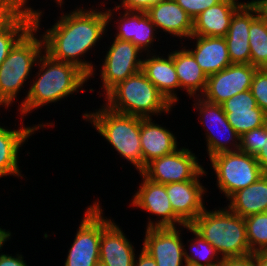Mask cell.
I'll return each mask as SVG.
<instances>
[{
  "label": "cell",
  "instance_id": "cell-1",
  "mask_svg": "<svg viewBox=\"0 0 267 266\" xmlns=\"http://www.w3.org/2000/svg\"><path fill=\"white\" fill-rule=\"evenodd\" d=\"M105 3L108 2L102 1L98 4L100 9L98 5L83 8L80 4V7L76 6L69 12H63L64 6H55L60 7L62 12L58 20L56 19V22L44 32L40 28L44 10L37 9L33 15L34 27L43 33L41 36L44 52L55 60L75 65L89 77L90 81L99 68L94 62L87 61L86 57H89L87 55L92 53L102 39L104 40V35L109 36Z\"/></svg>",
  "mask_w": 267,
  "mask_h": 266
},
{
  "label": "cell",
  "instance_id": "cell-2",
  "mask_svg": "<svg viewBox=\"0 0 267 266\" xmlns=\"http://www.w3.org/2000/svg\"><path fill=\"white\" fill-rule=\"evenodd\" d=\"M39 66V67H38ZM34 71L33 78L30 80L29 88L25 97L18 103V113L25 119L27 115L32 114L36 109H42L48 104L61 103V101L71 95L85 92L89 77L73 64L58 61L51 58L44 51L40 55ZM84 87V88H83Z\"/></svg>",
  "mask_w": 267,
  "mask_h": 266
},
{
  "label": "cell",
  "instance_id": "cell-3",
  "mask_svg": "<svg viewBox=\"0 0 267 266\" xmlns=\"http://www.w3.org/2000/svg\"><path fill=\"white\" fill-rule=\"evenodd\" d=\"M84 121L90 123L103 139L112 146L124 161L132 164L138 173L143 171V154L140 143V116L121 114L103 103L100 108L85 111Z\"/></svg>",
  "mask_w": 267,
  "mask_h": 266
},
{
  "label": "cell",
  "instance_id": "cell-4",
  "mask_svg": "<svg viewBox=\"0 0 267 266\" xmlns=\"http://www.w3.org/2000/svg\"><path fill=\"white\" fill-rule=\"evenodd\" d=\"M103 102L112 111L143 118L169 115L175 108L142 71L119 82Z\"/></svg>",
  "mask_w": 267,
  "mask_h": 266
},
{
  "label": "cell",
  "instance_id": "cell-5",
  "mask_svg": "<svg viewBox=\"0 0 267 266\" xmlns=\"http://www.w3.org/2000/svg\"><path fill=\"white\" fill-rule=\"evenodd\" d=\"M217 208L208 210L206 207L190 226L218 251L222 259L250 254L244 218L227 206Z\"/></svg>",
  "mask_w": 267,
  "mask_h": 266
},
{
  "label": "cell",
  "instance_id": "cell-6",
  "mask_svg": "<svg viewBox=\"0 0 267 266\" xmlns=\"http://www.w3.org/2000/svg\"><path fill=\"white\" fill-rule=\"evenodd\" d=\"M38 33L33 26L0 65V107L9 109L12 104L20 102L19 93L30 83L28 79L32 78L36 63L44 51L43 39Z\"/></svg>",
  "mask_w": 267,
  "mask_h": 266
},
{
  "label": "cell",
  "instance_id": "cell-7",
  "mask_svg": "<svg viewBox=\"0 0 267 266\" xmlns=\"http://www.w3.org/2000/svg\"><path fill=\"white\" fill-rule=\"evenodd\" d=\"M219 193L228 200L234 193L256 182L264 173L255 156L240 150L222 152L209 158Z\"/></svg>",
  "mask_w": 267,
  "mask_h": 266
},
{
  "label": "cell",
  "instance_id": "cell-8",
  "mask_svg": "<svg viewBox=\"0 0 267 266\" xmlns=\"http://www.w3.org/2000/svg\"><path fill=\"white\" fill-rule=\"evenodd\" d=\"M100 200H94L87 206L75 238L68 249L64 266H97L99 264V247L103 232V213Z\"/></svg>",
  "mask_w": 267,
  "mask_h": 266
},
{
  "label": "cell",
  "instance_id": "cell-9",
  "mask_svg": "<svg viewBox=\"0 0 267 266\" xmlns=\"http://www.w3.org/2000/svg\"><path fill=\"white\" fill-rule=\"evenodd\" d=\"M192 99L194 103L191 106L196 110L198 122L205 129L203 135L208 158L222 152L238 151L240 135L229 124L221 104L210 103L201 97Z\"/></svg>",
  "mask_w": 267,
  "mask_h": 266
},
{
  "label": "cell",
  "instance_id": "cell-10",
  "mask_svg": "<svg viewBox=\"0 0 267 266\" xmlns=\"http://www.w3.org/2000/svg\"><path fill=\"white\" fill-rule=\"evenodd\" d=\"M110 45L105 47V57L101 58L99 71L100 83H102L99 97L105 96L119 82L124 81L129 76L141 71L143 56L141 51L130 41L112 38ZM104 60V61H103ZM101 93V94H100Z\"/></svg>",
  "mask_w": 267,
  "mask_h": 266
},
{
  "label": "cell",
  "instance_id": "cell-11",
  "mask_svg": "<svg viewBox=\"0 0 267 266\" xmlns=\"http://www.w3.org/2000/svg\"><path fill=\"white\" fill-rule=\"evenodd\" d=\"M141 183L138 190L134 191L129 206L140 208L155 219L147 218V228L180 227L186 225L173 211L166 191V185L150 181L142 173H139ZM151 218V219H150Z\"/></svg>",
  "mask_w": 267,
  "mask_h": 266
},
{
  "label": "cell",
  "instance_id": "cell-12",
  "mask_svg": "<svg viewBox=\"0 0 267 266\" xmlns=\"http://www.w3.org/2000/svg\"><path fill=\"white\" fill-rule=\"evenodd\" d=\"M105 11L108 24H110L111 27L114 25L113 29H117L114 38L130 41L144 53L157 52L156 49L154 50L153 48L155 45L154 42L161 40H159L160 37L155 24L150 20L146 11H128L117 8L115 5L112 9L111 7H105ZM115 13L118 14V16ZM112 22L114 24L111 25Z\"/></svg>",
  "mask_w": 267,
  "mask_h": 266
},
{
  "label": "cell",
  "instance_id": "cell-13",
  "mask_svg": "<svg viewBox=\"0 0 267 266\" xmlns=\"http://www.w3.org/2000/svg\"><path fill=\"white\" fill-rule=\"evenodd\" d=\"M191 150L180 146L171 154L153 159L141 173L150 181L164 185L193 180L204 166Z\"/></svg>",
  "mask_w": 267,
  "mask_h": 266
},
{
  "label": "cell",
  "instance_id": "cell-14",
  "mask_svg": "<svg viewBox=\"0 0 267 266\" xmlns=\"http://www.w3.org/2000/svg\"><path fill=\"white\" fill-rule=\"evenodd\" d=\"M257 69L251 64H231L208 76L205 90L200 97L210 103L222 104L234 95L250 90Z\"/></svg>",
  "mask_w": 267,
  "mask_h": 266
},
{
  "label": "cell",
  "instance_id": "cell-15",
  "mask_svg": "<svg viewBox=\"0 0 267 266\" xmlns=\"http://www.w3.org/2000/svg\"><path fill=\"white\" fill-rule=\"evenodd\" d=\"M181 227L147 228L142 249L156 262L157 266H187Z\"/></svg>",
  "mask_w": 267,
  "mask_h": 266
},
{
  "label": "cell",
  "instance_id": "cell-16",
  "mask_svg": "<svg viewBox=\"0 0 267 266\" xmlns=\"http://www.w3.org/2000/svg\"><path fill=\"white\" fill-rule=\"evenodd\" d=\"M23 118H20V124L17 129L12 127L1 126L0 122V178L7 176H14L19 179H23L25 174H22L21 167H19V152L23 149L22 146L28 142V139L32 137L40 129H49L55 125L51 122H40L37 125L25 126ZM31 136V137H30Z\"/></svg>",
  "mask_w": 267,
  "mask_h": 266
},
{
  "label": "cell",
  "instance_id": "cell-17",
  "mask_svg": "<svg viewBox=\"0 0 267 266\" xmlns=\"http://www.w3.org/2000/svg\"><path fill=\"white\" fill-rule=\"evenodd\" d=\"M208 171L203 169L193 180L166 184V191L174 213L190 225L206 208L204 198L208 188L200 181Z\"/></svg>",
  "mask_w": 267,
  "mask_h": 266
},
{
  "label": "cell",
  "instance_id": "cell-18",
  "mask_svg": "<svg viewBox=\"0 0 267 266\" xmlns=\"http://www.w3.org/2000/svg\"><path fill=\"white\" fill-rule=\"evenodd\" d=\"M114 218L103 215V232L99 247V263L104 266H134L136 247Z\"/></svg>",
  "mask_w": 267,
  "mask_h": 266
},
{
  "label": "cell",
  "instance_id": "cell-19",
  "mask_svg": "<svg viewBox=\"0 0 267 266\" xmlns=\"http://www.w3.org/2000/svg\"><path fill=\"white\" fill-rule=\"evenodd\" d=\"M259 15L257 7L249 0L234 13L229 30L224 37L232 64H250L249 30Z\"/></svg>",
  "mask_w": 267,
  "mask_h": 266
},
{
  "label": "cell",
  "instance_id": "cell-20",
  "mask_svg": "<svg viewBox=\"0 0 267 266\" xmlns=\"http://www.w3.org/2000/svg\"><path fill=\"white\" fill-rule=\"evenodd\" d=\"M163 55L166 54H162L160 51L159 54H144L141 71L166 97V99L173 106H176L175 104H177L180 100L177 91H181L180 83L174 67L173 51L170 49L166 56Z\"/></svg>",
  "mask_w": 267,
  "mask_h": 266
},
{
  "label": "cell",
  "instance_id": "cell-21",
  "mask_svg": "<svg viewBox=\"0 0 267 266\" xmlns=\"http://www.w3.org/2000/svg\"><path fill=\"white\" fill-rule=\"evenodd\" d=\"M146 14L155 24L158 33H161L160 36L164 32L165 35L180 39L181 44L192 35L193 20L175 0L159 1Z\"/></svg>",
  "mask_w": 267,
  "mask_h": 266
},
{
  "label": "cell",
  "instance_id": "cell-22",
  "mask_svg": "<svg viewBox=\"0 0 267 266\" xmlns=\"http://www.w3.org/2000/svg\"><path fill=\"white\" fill-rule=\"evenodd\" d=\"M221 106L229 124L240 136L266 124L267 114L257 106L251 90L234 95Z\"/></svg>",
  "mask_w": 267,
  "mask_h": 266
},
{
  "label": "cell",
  "instance_id": "cell-23",
  "mask_svg": "<svg viewBox=\"0 0 267 266\" xmlns=\"http://www.w3.org/2000/svg\"><path fill=\"white\" fill-rule=\"evenodd\" d=\"M189 40L191 41L188 46L186 41ZM183 42V45L187 44L185 47L191 52L196 62L207 77L220 72L232 64L224 37L191 35Z\"/></svg>",
  "mask_w": 267,
  "mask_h": 266
},
{
  "label": "cell",
  "instance_id": "cell-24",
  "mask_svg": "<svg viewBox=\"0 0 267 266\" xmlns=\"http://www.w3.org/2000/svg\"><path fill=\"white\" fill-rule=\"evenodd\" d=\"M153 117H140V143L143 154V170L153 159L173 153L180 146L178 136Z\"/></svg>",
  "mask_w": 267,
  "mask_h": 266
},
{
  "label": "cell",
  "instance_id": "cell-25",
  "mask_svg": "<svg viewBox=\"0 0 267 266\" xmlns=\"http://www.w3.org/2000/svg\"><path fill=\"white\" fill-rule=\"evenodd\" d=\"M241 0H222L193 20L194 36L225 37L234 13L244 4Z\"/></svg>",
  "mask_w": 267,
  "mask_h": 266
},
{
  "label": "cell",
  "instance_id": "cell-26",
  "mask_svg": "<svg viewBox=\"0 0 267 266\" xmlns=\"http://www.w3.org/2000/svg\"><path fill=\"white\" fill-rule=\"evenodd\" d=\"M179 48L173 50V61L180 90L186 92L187 97H200L205 90L208 77L182 43H179Z\"/></svg>",
  "mask_w": 267,
  "mask_h": 266
},
{
  "label": "cell",
  "instance_id": "cell-27",
  "mask_svg": "<svg viewBox=\"0 0 267 266\" xmlns=\"http://www.w3.org/2000/svg\"><path fill=\"white\" fill-rule=\"evenodd\" d=\"M227 201V207L243 218L252 214L266 212L267 173H264L248 187L234 193Z\"/></svg>",
  "mask_w": 267,
  "mask_h": 266
},
{
  "label": "cell",
  "instance_id": "cell-28",
  "mask_svg": "<svg viewBox=\"0 0 267 266\" xmlns=\"http://www.w3.org/2000/svg\"><path fill=\"white\" fill-rule=\"evenodd\" d=\"M185 230L188 233L191 232L192 236L194 235L189 240L187 239L184 245V258L187 266H215L222 263V257L208 241L190 225H186Z\"/></svg>",
  "mask_w": 267,
  "mask_h": 266
},
{
  "label": "cell",
  "instance_id": "cell-29",
  "mask_svg": "<svg viewBox=\"0 0 267 266\" xmlns=\"http://www.w3.org/2000/svg\"><path fill=\"white\" fill-rule=\"evenodd\" d=\"M34 26L33 16H20L0 23V65L15 44Z\"/></svg>",
  "mask_w": 267,
  "mask_h": 266
},
{
  "label": "cell",
  "instance_id": "cell-30",
  "mask_svg": "<svg viewBox=\"0 0 267 266\" xmlns=\"http://www.w3.org/2000/svg\"><path fill=\"white\" fill-rule=\"evenodd\" d=\"M250 64L258 69L267 67V21L259 14L249 30Z\"/></svg>",
  "mask_w": 267,
  "mask_h": 266
},
{
  "label": "cell",
  "instance_id": "cell-31",
  "mask_svg": "<svg viewBox=\"0 0 267 266\" xmlns=\"http://www.w3.org/2000/svg\"><path fill=\"white\" fill-rule=\"evenodd\" d=\"M251 253L267 252V212L244 218Z\"/></svg>",
  "mask_w": 267,
  "mask_h": 266
},
{
  "label": "cell",
  "instance_id": "cell-32",
  "mask_svg": "<svg viewBox=\"0 0 267 266\" xmlns=\"http://www.w3.org/2000/svg\"><path fill=\"white\" fill-rule=\"evenodd\" d=\"M265 137H267V124L245 132L240 136L239 150L256 156L263 147Z\"/></svg>",
  "mask_w": 267,
  "mask_h": 266
},
{
  "label": "cell",
  "instance_id": "cell-33",
  "mask_svg": "<svg viewBox=\"0 0 267 266\" xmlns=\"http://www.w3.org/2000/svg\"><path fill=\"white\" fill-rule=\"evenodd\" d=\"M30 0H0V17L3 20L20 16H33L37 10L29 4Z\"/></svg>",
  "mask_w": 267,
  "mask_h": 266
},
{
  "label": "cell",
  "instance_id": "cell-34",
  "mask_svg": "<svg viewBox=\"0 0 267 266\" xmlns=\"http://www.w3.org/2000/svg\"><path fill=\"white\" fill-rule=\"evenodd\" d=\"M251 92L259 106L267 114V69H257L251 84Z\"/></svg>",
  "mask_w": 267,
  "mask_h": 266
},
{
  "label": "cell",
  "instance_id": "cell-35",
  "mask_svg": "<svg viewBox=\"0 0 267 266\" xmlns=\"http://www.w3.org/2000/svg\"><path fill=\"white\" fill-rule=\"evenodd\" d=\"M186 13L194 20L207 8L214 6L222 0H175Z\"/></svg>",
  "mask_w": 267,
  "mask_h": 266
},
{
  "label": "cell",
  "instance_id": "cell-36",
  "mask_svg": "<svg viewBox=\"0 0 267 266\" xmlns=\"http://www.w3.org/2000/svg\"><path fill=\"white\" fill-rule=\"evenodd\" d=\"M119 3L113 2L117 8L128 11H147L155 3L162 0H118Z\"/></svg>",
  "mask_w": 267,
  "mask_h": 266
},
{
  "label": "cell",
  "instance_id": "cell-37",
  "mask_svg": "<svg viewBox=\"0 0 267 266\" xmlns=\"http://www.w3.org/2000/svg\"><path fill=\"white\" fill-rule=\"evenodd\" d=\"M222 263L225 266H256V253L240 257L224 258Z\"/></svg>",
  "mask_w": 267,
  "mask_h": 266
},
{
  "label": "cell",
  "instance_id": "cell-38",
  "mask_svg": "<svg viewBox=\"0 0 267 266\" xmlns=\"http://www.w3.org/2000/svg\"><path fill=\"white\" fill-rule=\"evenodd\" d=\"M16 255L8 254L7 252H1L0 254V266H29L27 265L26 260H24V256L22 252Z\"/></svg>",
  "mask_w": 267,
  "mask_h": 266
},
{
  "label": "cell",
  "instance_id": "cell-39",
  "mask_svg": "<svg viewBox=\"0 0 267 266\" xmlns=\"http://www.w3.org/2000/svg\"><path fill=\"white\" fill-rule=\"evenodd\" d=\"M140 249V253L135 257L134 266H157L155 260L142 248Z\"/></svg>",
  "mask_w": 267,
  "mask_h": 266
},
{
  "label": "cell",
  "instance_id": "cell-40",
  "mask_svg": "<svg viewBox=\"0 0 267 266\" xmlns=\"http://www.w3.org/2000/svg\"><path fill=\"white\" fill-rule=\"evenodd\" d=\"M267 124V121H266ZM263 173H267V137L260 152L255 156Z\"/></svg>",
  "mask_w": 267,
  "mask_h": 266
},
{
  "label": "cell",
  "instance_id": "cell-41",
  "mask_svg": "<svg viewBox=\"0 0 267 266\" xmlns=\"http://www.w3.org/2000/svg\"><path fill=\"white\" fill-rule=\"evenodd\" d=\"M258 9L259 14L267 21V0H250Z\"/></svg>",
  "mask_w": 267,
  "mask_h": 266
},
{
  "label": "cell",
  "instance_id": "cell-42",
  "mask_svg": "<svg viewBox=\"0 0 267 266\" xmlns=\"http://www.w3.org/2000/svg\"><path fill=\"white\" fill-rule=\"evenodd\" d=\"M11 238L12 232L9 229L6 230L0 226V252L2 251L3 246H6V242H8Z\"/></svg>",
  "mask_w": 267,
  "mask_h": 266
},
{
  "label": "cell",
  "instance_id": "cell-43",
  "mask_svg": "<svg viewBox=\"0 0 267 266\" xmlns=\"http://www.w3.org/2000/svg\"><path fill=\"white\" fill-rule=\"evenodd\" d=\"M256 266H267V252L256 253Z\"/></svg>",
  "mask_w": 267,
  "mask_h": 266
},
{
  "label": "cell",
  "instance_id": "cell-44",
  "mask_svg": "<svg viewBox=\"0 0 267 266\" xmlns=\"http://www.w3.org/2000/svg\"><path fill=\"white\" fill-rule=\"evenodd\" d=\"M54 2L56 3V6H62L66 4L65 0H54Z\"/></svg>",
  "mask_w": 267,
  "mask_h": 266
},
{
  "label": "cell",
  "instance_id": "cell-45",
  "mask_svg": "<svg viewBox=\"0 0 267 266\" xmlns=\"http://www.w3.org/2000/svg\"><path fill=\"white\" fill-rule=\"evenodd\" d=\"M215 266H225L223 263L217 264Z\"/></svg>",
  "mask_w": 267,
  "mask_h": 266
}]
</instances>
